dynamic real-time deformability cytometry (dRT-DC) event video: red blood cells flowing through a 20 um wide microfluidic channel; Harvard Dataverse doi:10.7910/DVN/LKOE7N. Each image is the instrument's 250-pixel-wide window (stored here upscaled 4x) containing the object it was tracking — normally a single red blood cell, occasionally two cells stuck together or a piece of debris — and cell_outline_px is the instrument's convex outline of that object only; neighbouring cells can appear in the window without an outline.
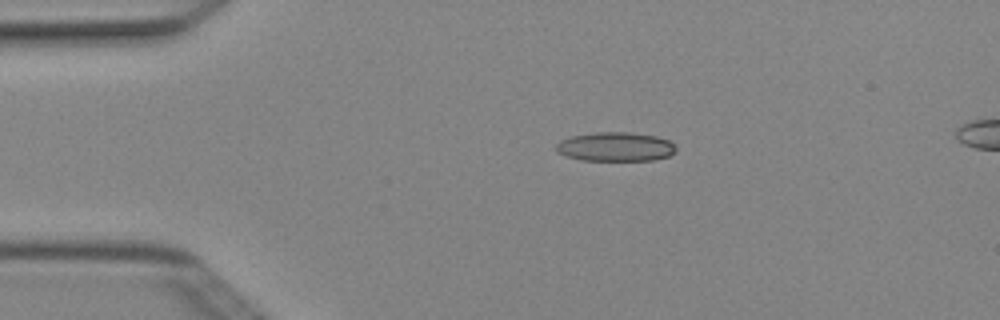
{"species": "Egyptian fruit bat (a non-hibernating species)", "species_latin": "Rousettus aegyptiacus", "temperature_condition": "cold", "stored_images_in_passage": 5, "camera_frame_rate_fps": 3000, "um_per_image_px": 0.085, "animal": {"sex": "female"}, "frame": {"image": 1, "passage_image": 3, "time_ms": 0.667, "image_size_px": [1000, 320], "cell_outline_px": [[676, 152], [668, 156], [652, 160], [580, 160], [556, 152], [556, 144], [560, 140], [572, 136], [596, 132], [632, 132], [656, 136], [668, 140], [676, 148]], "centroid_in_image_um": [52.3, 12.47], "position_along_channel_um": 32.7, "area_um2": 20.29}}